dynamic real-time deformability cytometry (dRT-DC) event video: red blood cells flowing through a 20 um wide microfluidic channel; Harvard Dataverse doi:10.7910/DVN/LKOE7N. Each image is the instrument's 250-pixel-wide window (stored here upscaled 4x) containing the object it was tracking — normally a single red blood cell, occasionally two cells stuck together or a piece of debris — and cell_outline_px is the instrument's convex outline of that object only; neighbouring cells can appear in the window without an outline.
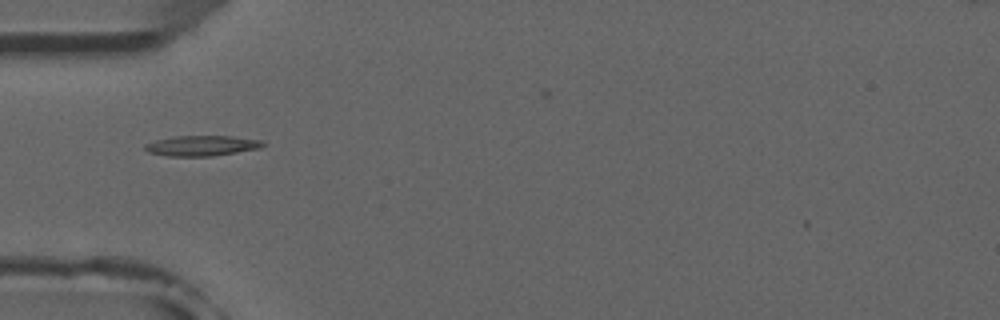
{"species": "common noctule bat (a hibernating species)", "species_latin": "Nyctalus noctula", "temperature_condition": "room temperature", "stored_images_in_passage": 8, "camera_frame_rate_fps": 3000, "um_per_image_px": 0.085, "animal": {"sex": "male", "forearm_length_mm": 52.5}, "frame": {"image": 1, "passage_image": 5, "time_ms": 5.667, "image_size_px": [1000, 320], "cell_outline_px": [[264, 144], [260, 148], [212, 156], [168, 156], [148, 152], [144, 148], [144, 144], [156, 140], [172, 136], [232, 136], [260, 140]], "centroid_in_image_um": [17.1, 12.38], "position_along_channel_um": 67.9, "area_um2": 13.87}}
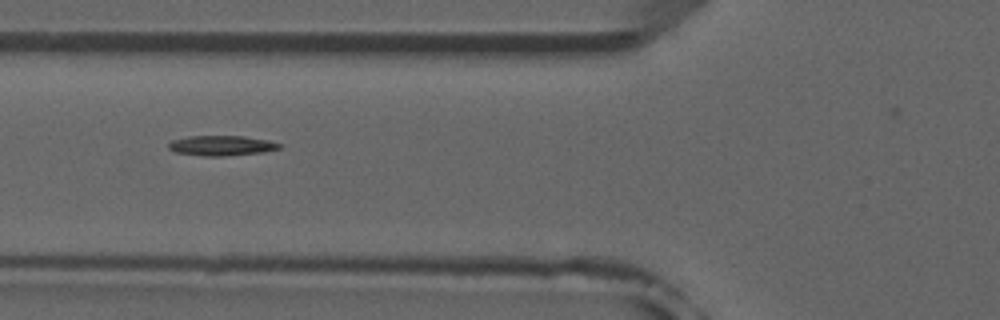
{"frame": {"image": 2, "passage_image": 6, "time_ms": 6.667, "image_size_px": [1000, 320], "cell_outline_px": [[284, 144], [280, 148], [264, 152], [224, 156], [204, 156], [176, 152], [168, 148], [168, 144], [172, 140], [188, 136], [244, 136], [268, 140]], "centroid_in_image_um": [18.86, 12.37], "position_along_channel_um": 106.9, "area_um2": 13.01}}
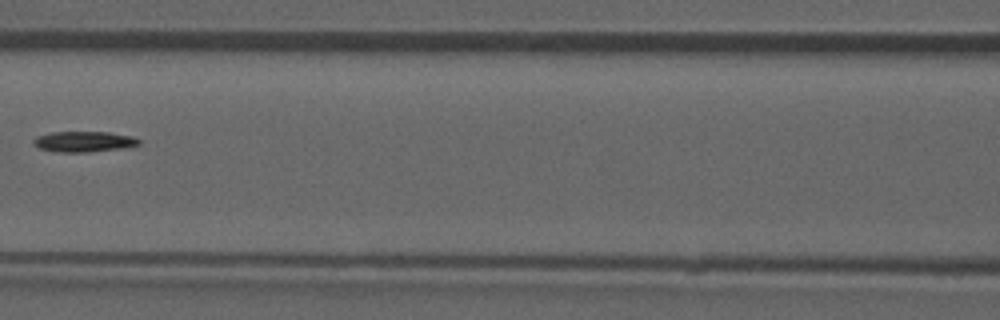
{"frame": {"image": 3, "passage_image": 7, "time_ms": 8.0, "image_size_px": [1000, 320], "cell_outline_px": [[140, 144], [120, 148], [88, 152], [56, 152], [40, 148], [32, 144], [32, 140], [36, 136], [52, 132], [108, 132], [132, 136], [140, 140]], "centroid_in_image_um": [7.08, 12.03], "position_along_channel_um": 159.5, "area_um2": 12.6}}